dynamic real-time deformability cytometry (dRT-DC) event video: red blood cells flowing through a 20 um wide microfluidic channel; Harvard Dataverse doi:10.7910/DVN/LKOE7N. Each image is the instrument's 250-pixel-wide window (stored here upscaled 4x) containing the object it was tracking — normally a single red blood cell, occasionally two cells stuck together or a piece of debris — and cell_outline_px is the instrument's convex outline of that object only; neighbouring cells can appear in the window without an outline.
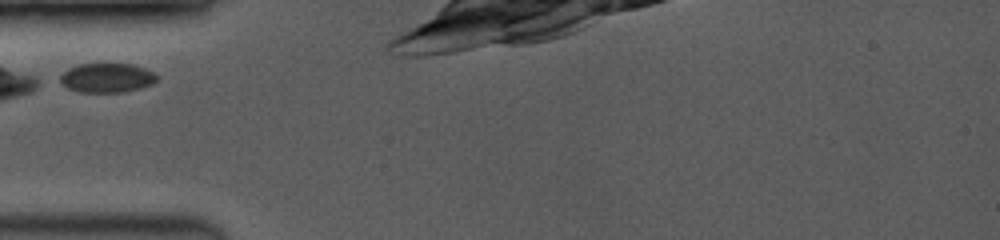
{"species": "common noctule bat (a hibernating species)", "species_latin": "Nyctalus noctula", "temperature_condition": "room temperature", "stored_images_in_passage": 1, "camera_frame_rate_fps": 3500, "um_per_image_px": 0.085, "animal": {"sex": "female", "body_mass_g": 19.0, "forearm_length_mm": 53.3}, "frame": {"image": 1, "passage_image": 1, "time_ms": 0.0, "image_size_px": [1000, 240], "cell_outline_px": [[156, 80], [152, 84], [140, 88], [124, 92], [80, 92], [68, 88], [60, 84], [60, 76], [68, 68], [80, 64], [132, 64], [144, 68], [152, 72], [156, 76]], "centroid_in_image_um": [9.06, 6.62], "position_along_channel_um": 75.9, "area_um2": 16.42}}